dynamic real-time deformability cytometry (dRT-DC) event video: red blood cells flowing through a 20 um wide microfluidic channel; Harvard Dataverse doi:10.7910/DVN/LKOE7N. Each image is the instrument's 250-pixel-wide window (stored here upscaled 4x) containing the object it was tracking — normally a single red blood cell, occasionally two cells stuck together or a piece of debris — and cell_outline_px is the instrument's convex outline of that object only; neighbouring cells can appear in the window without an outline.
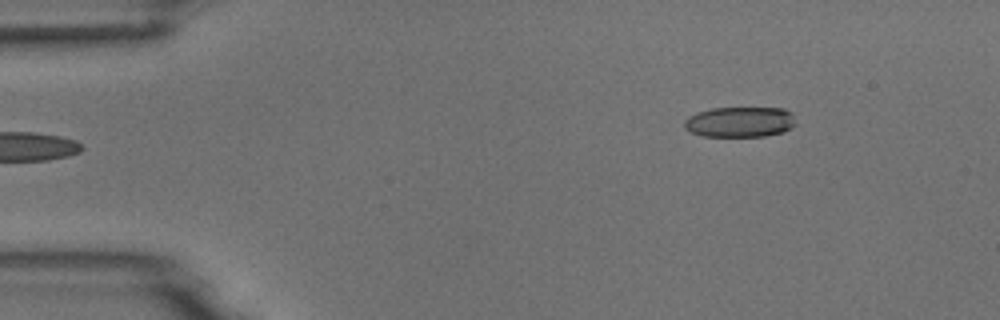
{"species": "common noctule bat (a hibernating species)", "species_latin": "Nyctalus noctula", "temperature_condition": "room temperature", "stored_images_in_passage": 5, "segment_of_instrument_passage": [2, 2], "camera_frame_rate_fps": 3000, "um_per_image_px": 0.085, "animal": {"sex": "male", "body_mass_g": 18.8}, "frame": {"image": 1, "passage_image": 5, "time_ms": 5.667, "image_size_px": [1000, 320], "cell_outline_px": [[796, 124], [784, 132], [764, 136], [704, 136], [692, 132], [684, 128], [684, 120], [688, 116], [696, 112], [712, 108], [784, 108], [792, 112]], "centroid_in_image_um": [62.9, 10.36], "position_along_channel_um": 22.1, "area_um2": 19.88}}